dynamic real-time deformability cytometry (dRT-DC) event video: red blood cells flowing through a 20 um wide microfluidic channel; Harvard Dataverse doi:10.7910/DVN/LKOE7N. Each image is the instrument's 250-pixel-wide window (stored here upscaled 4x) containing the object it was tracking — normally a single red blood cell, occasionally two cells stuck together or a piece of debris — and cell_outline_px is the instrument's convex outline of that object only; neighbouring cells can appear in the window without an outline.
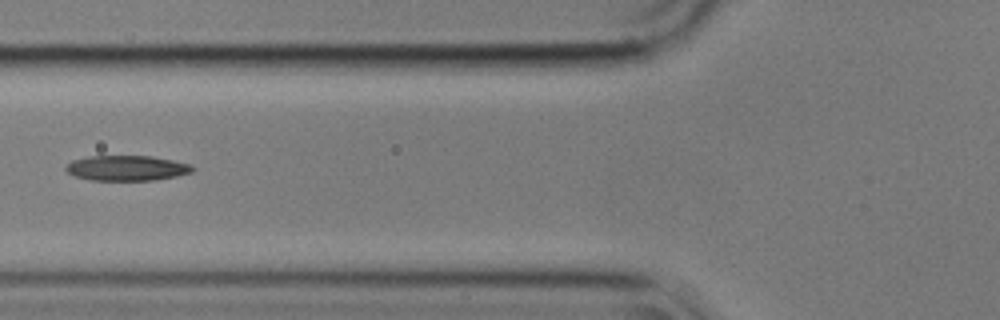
{"species": "common noctule bat (a hibernating species)", "species_latin": "Nyctalus noctula", "temperature_condition": "cold", "stored_images_in_passage": 15, "camera_frame_rate_fps": 3000, "um_per_image_px": 0.085, "animal": {"sex": "male", "body_mass_g": 17.9}, "frame": {"image": 1, "passage_image": 7, "time_ms": 2.0, "image_size_px": [1000, 320], "cell_outline_px": [[196, 168], [192, 172], [176, 176], [156, 180], [92, 180], [76, 176], [68, 172], [64, 168], [72, 160], [88, 156], [152, 156], [172, 160], [188, 164]], "centroid_in_image_um": [10.78, 14.28], "position_along_channel_um": 115.0, "area_um2": 18.5}}
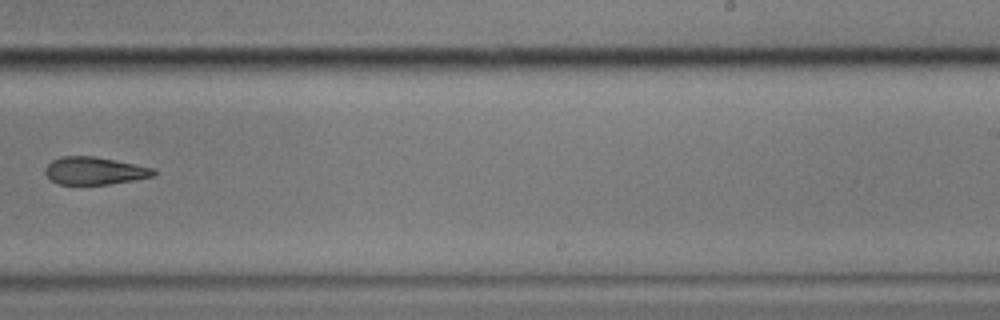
{"frame": {"image": 2, "passage_image": 11, "time_ms": 3.333, "image_size_px": [1000, 320], "cell_outline_px": [[156, 172], [152, 176], [132, 180], [108, 184], [60, 184], [52, 180], [44, 172], [44, 168], [52, 160], [60, 156], [96, 156], [136, 164], [152, 168]], "centroid_in_image_um": [8.0, 14.5], "position_along_channel_um": 281.0, "area_um2": 17.28}}